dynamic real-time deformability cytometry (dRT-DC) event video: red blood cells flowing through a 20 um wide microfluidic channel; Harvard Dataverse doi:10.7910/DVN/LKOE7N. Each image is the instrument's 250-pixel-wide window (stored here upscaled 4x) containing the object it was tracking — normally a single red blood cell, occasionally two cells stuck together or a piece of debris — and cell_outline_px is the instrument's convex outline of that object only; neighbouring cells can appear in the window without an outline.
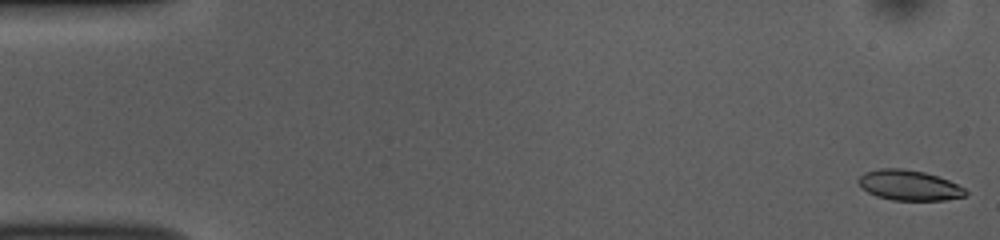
{"species": "common noctule bat (a hibernating species)", "species_latin": "Nyctalus noctula", "temperature_condition": "room temperature", "stored_images_in_passage": 52, "camera_frame_rate_fps": 3000, "um_per_image_px": 0.085, "animal": {"sex": "female", "body_mass_g": 10.0, "forearm_length_mm": 53.1}, "frame": {"image": 1, "passage_image": 1, "time_ms": 0.0, "image_size_px": [1000, 240], "cell_outline_px": [[968, 196], [944, 200], [892, 200], [876, 196], [860, 188], [856, 180], [864, 172], [880, 168], [904, 168], [924, 172], [948, 180], [964, 188], [968, 192]], "centroid_in_image_um": [77.24, 15.75], "position_along_channel_um": 7.8, "area_um2": 19.07}}
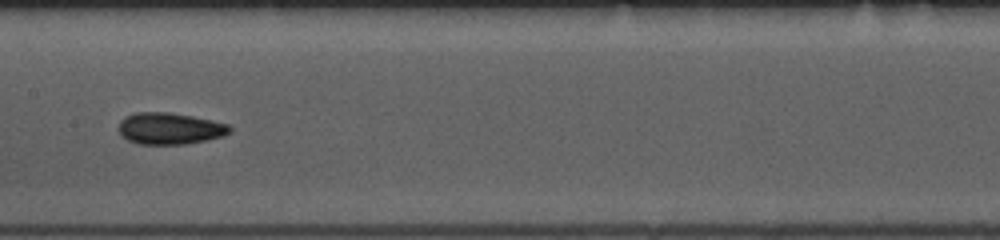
{"frame": {"image": 2, "passage_image": 26, "time_ms": 8.333, "image_size_px": [1000, 240], "cell_outline_px": [[232, 132], [224, 136], [208, 140], [184, 144], [136, 144], [120, 136], [120, 120], [124, 116], [136, 112], [168, 112], [192, 116], [212, 120], [228, 124], [232, 128]], "centroid_in_image_um": [14.44, 10.92], "position_along_channel_um": 193.0, "area_um2": 20.69}}
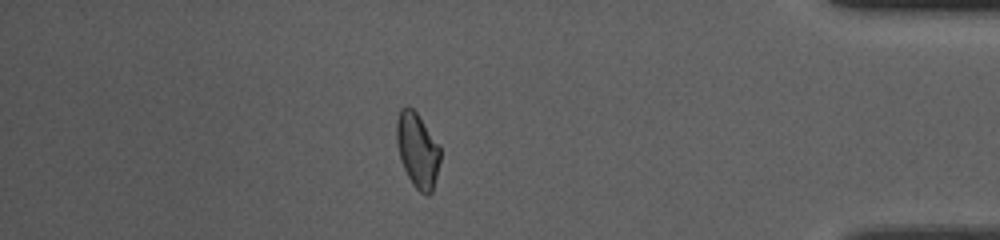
{"frame": {"image": 3, "passage_image": 45, "time_ms": 14.667, "image_size_px": [1000, 240], "cell_outline_px": [[440, 160], [432, 192], [428, 196], [420, 192], [412, 184], [400, 160], [396, 144], [396, 120], [400, 108], [404, 104], [412, 108], [416, 112], [440, 148]], "centroid_in_image_um": [35.45, 12.76], "position_along_channel_um": 399.8, "area_um2": 18.96}, "authors_computed_cell_mechanics": {"area_um2": 19.4497, "velocity_mm_per_s": 3.8492, "shape_relaxation_time_tau1_ms": 5.4566, "shape_relaxation_time_tau2_ms": 2.9227, "deformation_change_tau1": 0.124, "deformation_change_tau2": 0.0827}}